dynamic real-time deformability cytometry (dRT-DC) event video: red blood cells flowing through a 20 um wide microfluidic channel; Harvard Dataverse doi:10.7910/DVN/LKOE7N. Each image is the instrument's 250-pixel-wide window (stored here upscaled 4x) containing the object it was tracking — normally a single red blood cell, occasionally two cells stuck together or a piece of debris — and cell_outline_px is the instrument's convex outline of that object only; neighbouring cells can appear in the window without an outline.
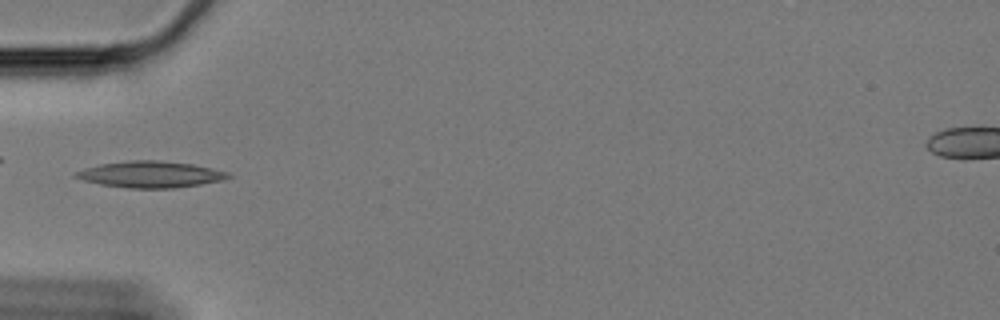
{"species": "Egyptian fruit bat (a non-hibernating species)", "species_latin": "Rousettus aegyptiacus", "temperature_condition": "cold", "stored_images_in_passage": 41, "camera_frame_rate_fps": 3000, "um_per_image_px": 0.085, "animal": {"sex": "female"}, "frame": {"image": 1, "passage_image": 1, "time_ms": 0.0, "image_size_px": [1000, 320], "cell_outline_px": [[232, 176], [224, 180], [176, 188], [128, 188], [100, 184], [84, 180], [72, 176], [76, 172], [84, 168], [100, 164], [132, 160], [156, 160], [192, 164], [212, 168], [228, 172]], "centroid_in_image_um": [12.8, 14.82], "position_along_channel_um": 72.2, "area_um2": 23.35}}
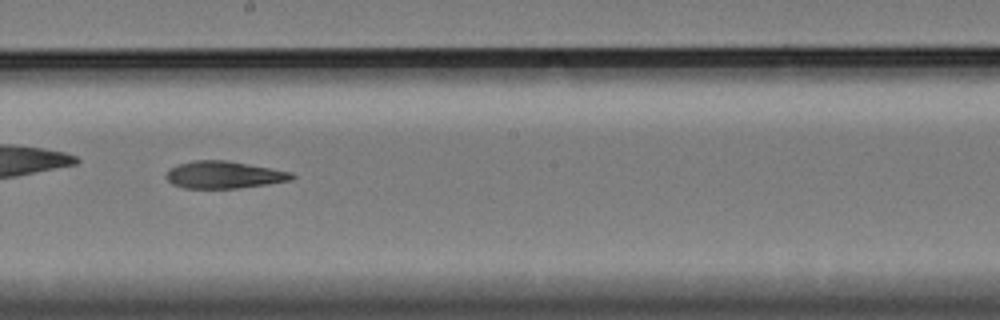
{"frame": {"image": 2, "passage_image": 15, "time_ms": 4.667, "image_size_px": [1000, 320], "cell_outline_px": [[296, 176], [292, 180], [268, 184], [236, 188], [184, 188], [172, 184], [164, 176], [168, 168], [192, 160], [228, 160], [292, 172]], "centroid_in_image_um": [19.02, 14.85], "position_along_channel_um": 229.2, "area_um2": 20.06}}
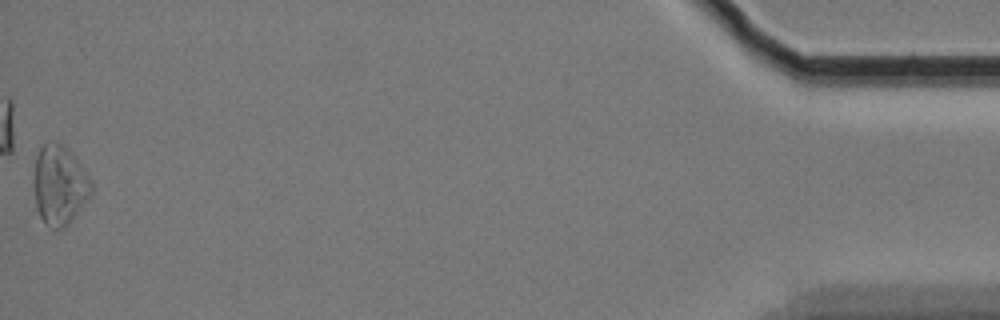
{"frame": {"image": 3, "passage_image": 41, "time_ms": 13.333, "image_size_px": [1000, 320], "cell_outline_px": [[92, 192], [64, 228], [52, 228], [40, 216], [36, 208], [36, 156], [40, 148], [44, 144], [64, 144], [72, 152], [92, 180]], "centroid_in_image_um": [5.1, 15.71], "position_along_channel_um": 430.1, "area_um2": 25.66}, "authors_computed_cell_mechanics": {"area_um2": 20.7502, "velocity_mm_per_s": 3.3473, "shape_relaxation_time_tau1_ms": null, "shape_relaxation_time_tau2_ms": 10.1908, "deformation_change_tau1": null, "deformation_change_tau2": 0.2145}}